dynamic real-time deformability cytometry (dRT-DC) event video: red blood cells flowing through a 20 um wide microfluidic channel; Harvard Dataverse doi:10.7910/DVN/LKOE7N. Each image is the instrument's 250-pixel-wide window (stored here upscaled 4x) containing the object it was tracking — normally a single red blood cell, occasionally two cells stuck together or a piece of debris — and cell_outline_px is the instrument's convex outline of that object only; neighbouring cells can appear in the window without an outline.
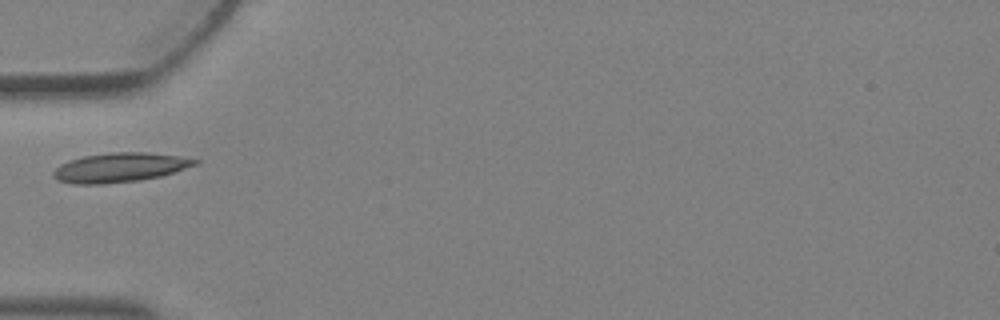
{"species": "Egyptian fruit bat (a non-hibernating species)", "species_latin": "Rousettus aegyptiacus", "temperature_condition": "warm", "stored_images_in_passage": 4, "camera_frame_rate_fps": 3000, "um_per_image_px": 0.085, "animal": {"sex": "female"}, "frame": {"image": 1, "passage_image": 3, "time_ms": 0.667, "image_size_px": [1000, 320], "cell_outline_px": [[200, 164], [160, 176], [140, 180], [104, 184], [72, 184], [60, 180], [52, 176], [52, 172], [60, 164], [68, 160], [84, 156], [112, 152], [144, 152], [176, 156], [200, 160]], "centroid_in_image_um": [10.17, 14.24], "position_along_channel_um": 74.8, "area_um2": 24.16}}
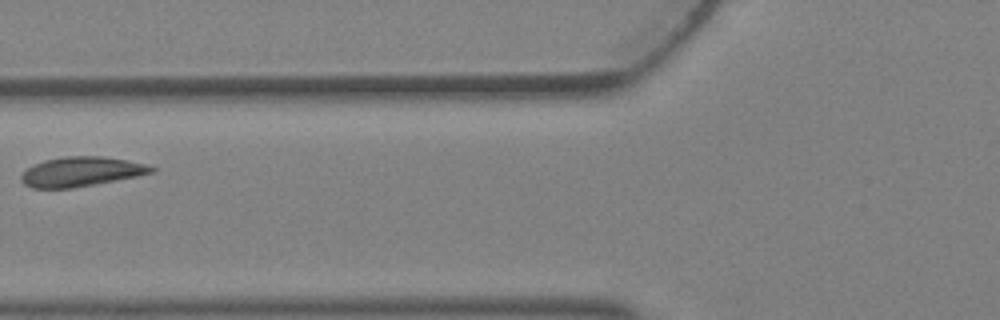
{"frame": {"image": 2, "passage_image": 4, "time_ms": 1.0, "image_size_px": [1000, 320], "cell_outline_px": [[156, 172], [136, 176], [72, 188], [32, 188], [24, 184], [20, 180], [20, 176], [28, 168], [44, 160], [64, 156], [100, 156], [124, 160], [144, 164], [156, 168]], "centroid_in_image_um": [6.87, 14.59], "position_along_channel_um": 118.9, "area_um2": 22.14}}